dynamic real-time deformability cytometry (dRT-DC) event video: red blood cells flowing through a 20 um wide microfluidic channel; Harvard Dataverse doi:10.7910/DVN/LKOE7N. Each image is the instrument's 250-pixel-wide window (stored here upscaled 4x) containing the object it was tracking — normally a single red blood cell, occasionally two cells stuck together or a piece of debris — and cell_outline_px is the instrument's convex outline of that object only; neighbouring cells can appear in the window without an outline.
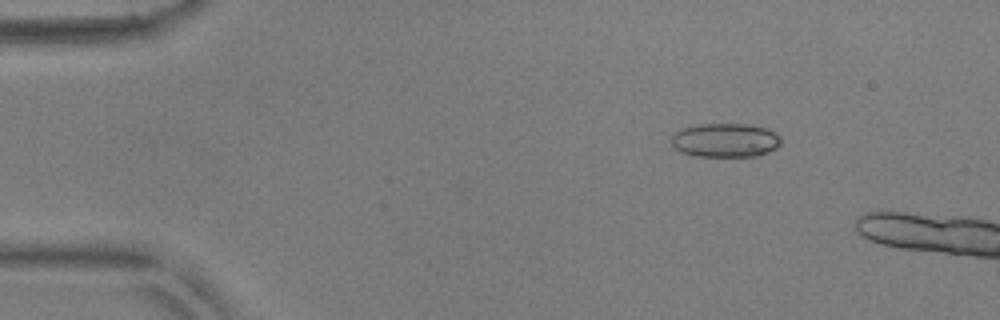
{"species": "common noctule bat (a hibernating species)", "species_latin": "Nyctalus noctula", "temperature_condition": "warm", "stored_images_in_passage": 10, "camera_frame_rate_fps": 3000, "um_per_image_px": 0.085, "animal": {"sex": "male", "body_mass_g": 17.9, "forearm_length_mm": 54.2}, "frame": {"image": 1, "passage_image": 1, "time_ms": 0.0, "image_size_px": [1000, 320], "cell_outline_px": [[780, 144], [776, 148], [768, 152], [756, 156], [696, 156], [680, 152], [672, 144], [672, 136], [676, 132], [684, 128], [696, 124], [748, 124], [768, 128], [780, 136]], "centroid_in_image_um": [61.67, 11.91], "position_along_channel_um": 23.3, "area_um2": 21.68}}